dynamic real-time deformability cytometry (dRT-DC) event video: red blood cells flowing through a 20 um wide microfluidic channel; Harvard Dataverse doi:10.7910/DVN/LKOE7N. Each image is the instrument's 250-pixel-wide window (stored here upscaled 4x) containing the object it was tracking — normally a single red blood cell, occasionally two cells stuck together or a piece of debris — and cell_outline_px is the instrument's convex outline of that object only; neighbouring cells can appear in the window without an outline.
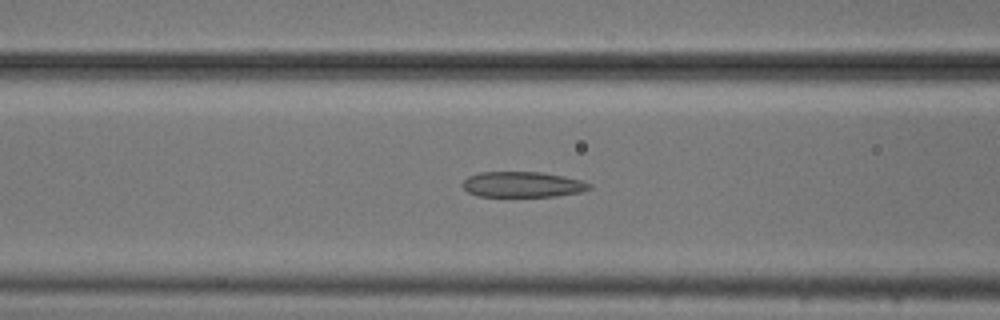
{"species": "common noctule bat (a hibernating species)", "species_latin": "Nyctalus noctula", "temperature_condition": "cold", "stored_images_in_passage": 54, "camera_frame_rate_fps": 3000, "um_per_image_px": 0.085, "animal": {"sex": "male", "body_mass_g": 20.5, "forearm_length_mm": 52.5}, "frame": {"image": 1, "passage_image": 21, "time_ms": 6.667, "image_size_px": [1000, 320], "cell_outline_px": [[592, 188], [584, 192], [556, 196], [476, 196], [468, 192], [464, 188], [464, 180], [468, 176], [480, 172], [544, 172], [564, 176], [580, 180], [592, 184]], "centroid_in_image_um": [44.47, 15.68], "position_along_channel_um": 122.1, "area_um2": 18.96}}
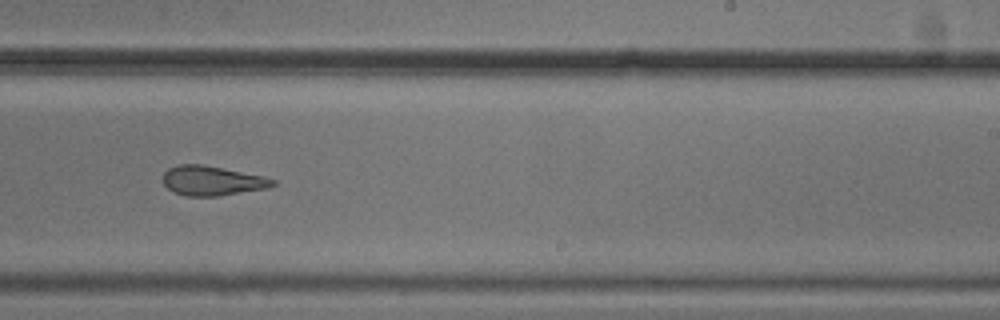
{"frame": {"image": 2, "passage_image": 33, "time_ms": 10.667, "image_size_px": [1000, 320], "cell_outline_px": [[276, 184], [268, 188], [216, 196], [184, 196], [172, 192], [164, 184], [164, 172], [168, 168], [180, 164], [200, 164], [264, 176], [276, 180]], "centroid_in_image_um": [18.02, 15.37], "position_along_channel_um": 271.0, "area_um2": 18.84}}
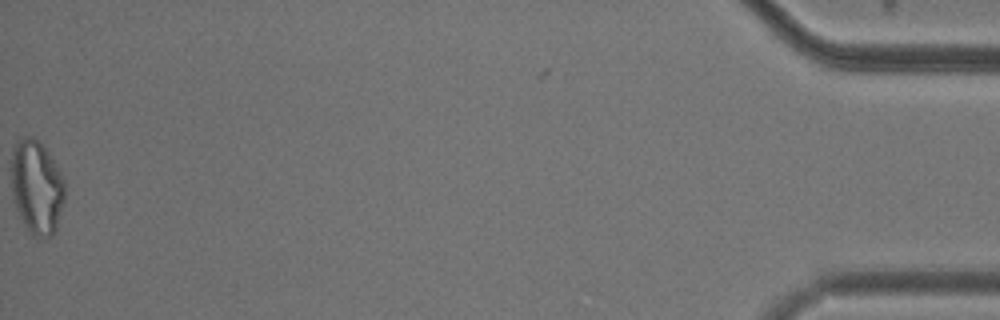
{"frame": {"image": 3, "passage_image": 54, "time_ms": 17.667, "image_size_px": [1000, 320], "cell_outline_px": [[64, 200], [56, 232], [52, 236], [32, 236], [24, 224], [16, 208], [12, 196], [12, 148], [16, 140], [20, 136], [32, 136], [40, 140], [48, 152], [60, 172], [64, 180]], "centroid_in_image_um": [3.11, 15.87], "position_along_channel_um": 432.1, "area_um2": 29.48}, "authors_computed_cell_mechanics": {"area_um2": 22.0796, "velocity_mm_per_s": 3.72, "shape_relaxation_time_tau1_ms": null, "shape_relaxation_time_tau2_ms": 2.1414, "deformation_change_tau1": null, "deformation_change_tau2": 0.0956}}